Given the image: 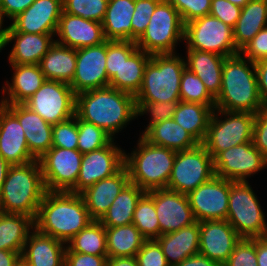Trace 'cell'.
Here are the masks:
<instances>
[{"mask_svg": "<svg viewBox=\"0 0 267 266\" xmlns=\"http://www.w3.org/2000/svg\"><path fill=\"white\" fill-rule=\"evenodd\" d=\"M75 114L115 140V134L137 118L135 96L110 86L82 92L76 94Z\"/></svg>", "mask_w": 267, "mask_h": 266, "instance_id": "1", "label": "cell"}, {"mask_svg": "<svg viewBox=\"0 0 267 266\" xmlns=\"http://www.w3.org/2000/svg\"><path fill=\"white\" fill-rule=\"evenodd\" d=\"M92 221L81 194L47 191L34 219V228L67 244Z\"/></svg>", "mask_w": 267, "mask_h": 266, "instance_id": "2", "label": "cell"}, {"mask_svg": "<svg viewBox=\"0 0 267 266\" xmlns=\"http://www.w3.org/2000/svg\"><path fill=\"white\" fill-rule=\"evenodd\" d=\"M262 107L254 62L241 53L226 57L215 109L256 114Z\"/></svg>", "mask_w": 267, "mask_h": 266, "instance_id": "3", "label": "cell"}, {"mask_svg": "<svg viewBox=\"0 0 267 266\" xmlns=\"http://www.w3.org/2000/svg\"><path fill=\"white\" fill-rule=\"evenodd\" d=\"M46 192L39 160L11 165L0 190V211L35 219Z\"/></svg>", "mask_w": 267, "mask_h": 266, "instance_id": "4", "label": "cell"}, {"mask_svg": "<svg viewBox=\"0 0 267 266\" xmlns=\"http://www.w3.org/2000/svg\"><path fill=\"white\" fill-rule=\"evenodd\" d=\"M137 148L131 154L124 153V166L130 182L145 192L167 188L176 151L150 144L141 135Z\"/></svg>", "mask_w": 267, "mask_h": 266, "instance_id": "5", "label": "cell"}, {"mask_svg": "<svg viewBox=\"0 0 267 266\" xmlns=\"http://www.w3.org/2000/svg\"><path fill=\"white\" fill-rule=\"evenodd\" d=\"M186 68L179 53L152 54L135 102L180 101V81Z\"/></svg>", "mask_w": 267, "mask_h": 266, "instance_id": "6", "label": "cell"}, {"mask_svg": "<svg viewBox=\"0 0 267 266\" xmlns=\"http://www.w3.org/2000/svg\"><path fill=\"white\" fill-rule=\"evenodd\" d=\"M226 220L241 238L267 237L265 214L248 181H230Z\"/></svg>", "mask_w": 267, "mask_h": 266, "instance_id": "7", "label": "cell"}, {"mask_svg": "<svg viewBox=\"0 0 267 266\" xmlns=\"http://www.w3.org/2000/svg\"><path fill=\"white\" fill-rule=\"evenodd\" d=\"M184 40V23L177 9L162 0L150 17L146 31L136 41L138 49L149 54L177 53L178 41Z\"/></svg>", "mask_w": 267, "mask_h": 266, "instance_id": "8", "label": "cell"}, {"mask_svg": "<svg viewBox=\"0 0 267 266\" xmlns=\"http://www.w3.org/2000/svg\"><path fill=\"white\" fill-rule=\"evenodd\" d=\"M254 119L252 113L214 109L202 144L214 158L233 146L252 142Z\"/></svg>", "mask_w": 267, "mask_h": 266, "instance_id": "9", "label": "cell"}, {"mask_svg": "<svg viewBox=\"0 0 267 266\" xmlns=\"http://www.w3.org/2000/svg\"><path fill=\"white\" fill-rule=\"evenodd\" d=\"M186 49L206 51L223 57L240 53L235 46L233 28L220 19L206 15L184 24Z\"/></svg>", "mask_w": 267, "mask_h": 266, "instance_id": "10", "label": "cell"}, {"mask_svg": "<svg viewBox=\"0 0 267 266\" xmlns=\"http://www.w3.org/2000/svg\"><path fill=\"white\" fill-rule=\"evenodd\" d=\"M215 175L213 158L202 143L177 151L167 189L188 195Z\"/></svg>", "mask_w": 267, "mask_h": 266, "instance_id": "11", "label": "cell"}, {"mask_svg": "<svg viewBox=\"0 0 267 266\" xmlns=\"http://www.w3.org/2000/svg\"><path fill=\"white\" fill-rule=\"evenodd\" d=\"M24 104L53 125L75 116L76 94L67 83L46 80Z\"/></svg>", "mask_w": 267, "mask_h": 266, "instance_id": "12", "label": "cell"}, {"mask_svg": "<svg viewBox=\"0 0 267 266\" xmlns=\"http://www.w3.org/2000/svg\"><path fill=\"white\" fill-rule=\"evenodd\" d=\"M82 156L78 149L51 147L39 158L46 190L75 193Z\"/></svg>", "mask_w": 267, "mask_h": 266, "instance_id": "13", "label": "cell"}, {"mask_svg": "<svg viewBox=\"0 0 267 266\" xmlns=\"http://www.w3.org/2000/svg\"><path fill=\"white\" fill-rule=\"evenodd\" d=\"M267 167V159L253 145V142L233 146L219 152L213 158L215 175L230 181L247 182V177L255 175Z\"/></svg>", "mask_w": 267, "mask_h": 266, "instance_id": "14", "label": "cell"}, {"mask_svg": "<svg viewBox=\"0 0 267 266\" xmlns=\"http://www.w3.org/2000/svg\"><path fill=\"white\" fill-rule=\"evenodd\" d=\"M230 180L214 175L187 196L196 221L226 220Z\"/></svg>", "mask_w": 267, "mask_h": 266, "instance_id": "15", "label": "cell"}, {"mask_svg": "<svg viewBox=\"0 0 267 266\" xmlns=\"http://www.w3.org/2000/svg\"><path fill=\"white\" fill-rule=\"evenodd\" d=\"M114 139L98 150L83 154L75 193L81 194L96 182L117 173L124 166V153Z\"/></svg>", "mask_w": 267, "mask_h": 266, "instance_id": "16", "label": "cell"}, {"mask_svg": "<svg viewBox=\"0 0 267 266\" xmlns=\"http://www.w3.org/2000/svg\"><path fill=\"white\" fill-rule=\"evenodd\" d=\"M75 94L109 86L106 70V41L76 49V70L69 84Z\"/></svg>", "mask_w": 267, "mask_h": 266, "instance_id": "17", "label": "cell"}, {"mask_svg": "<svg viewBox=\"0 0 267 266\" xmlns=\"http://www.w3.org/2000/svg\"><path fill=\"white\" fill-rule=\"evenodd\" d=\"M148 193L153 197L161 235L196 222L187 195L167 188L150 190Z\"/></svg>", "mask_w": 267, "mask_h": 266, "instance_id": "18", "label": "cell"}, {"mask_svg": "<svg viewBox=\"0 0 267 266\" xmlns=\"http://www.w3.org/2000/svg\"><path fill=\"white\" fill-rule=\"evenodd\" d=\"M199 253L223 266L241 240L227 220L199 222Z\"/></svg>", "mask_w": 267, "mask_h": 266, "instance_id": "19", "label": "cell"}, {"mask_svg": "<svg viewBox=\"0 0 267 266\" xmlns=\"http://www.w3.org/2000/svg\"><path fill=\"white\" fill-rule=\"evenodd\" d=\"M63 11V0H35L9 25L15 32L56 34Z\"/></svg>", "mask_w": 267, "mask_h": 266, "instance_id": "20", "label": "cell"}, {"mask_svg": "<svg viewBox=\"0 0 267 266\" xmlns=\"http://www.w3.org/2000/svg\"><path fill=\"white\" fill-rule=\"evenodd\" d=\"M58 35V36H57ZM55 42L72 49L100 45L106 41L102 23L62 11Z\"/></svg>", "mask_w": 267, "mask_h": 266, "instance_id": "21", "label": "cell"}, {"mask_svg": "<svg viewBox=\"0 0 267 266\" xmlns=\"http://www.w3.org/2000/svg\"><path fill=\"white\" fill-rule=\"evenodd\" d=\"M0 46V52L14 42L9 54V64H39L49 48L54 44L56 34H32L15 32L10 26Z\"/></svg>", "mask_w": 267, "mask_h": 266, "instance_id": "22", "label": "cell"}, {"mask_svg": "<svg viewBox=\"0 0 267 266\" xmlns=\"http://www.w3.org/2000/svg\"><path fill=\"white\" fill-rule=\"evenodd\" d=\"M0 154L10 165L37 160L28 149L19 120L3 104H0Z\"/></svg>", "mask_w": 267, "mask_h": 266, "instance_id": "23", "label": "cell"}, {"mask_svg": "<svg viewBox=\"0 0 267 266\" xmlns=\"http://www.w3.org/2000/svg\"><path fill=\"white\" fill-rule=\"evenodd\" d=\"M18 120L25 131L30 153L38 160L52 147V124L25 104H3Z\"/></svg>", "mask_w": 267, "mask_h": 266, "instance_id": "24", "label": "cell"}, {"mask_svg": "<svg viewBox=\"0 0 267 266\" xmlns=\"http://www.w3.org/2000/svg\"><path fill=\"white\" fill-rule=\"evenodd\" d=\"M130 182L128 171L123 166L114 175L104 178L81 193L86 208L93 220L99 221L107 212L117 195Z\"/></svg>", "mask_w": 267, "mask_h": 266, "instance_id": "25", "label": "cell"}, {"mask_svg": "<svg viewBox=\"0 0 267 266\" xmlns=\"http://www.w3.org/2000/svg\"><path fill=\"white\" fill-rule=\"evenodd\" d=\"M14 70L12 83L2 87L0 104H24L46 81L39 64H10ZM7 85V86H6ZM7 93V97L6 96Z\"/></svg>", "mask_w": 267, "mask_h": 266, "instance_id": "26", "label": "cell"}, {"mask_svg": "<svg viewBox=\"0 0 267 266\" xmlns=\"http://www.w3.org/2000/svg\"><path fill=\"white\" fill-rule=\"evenodd\" d=\"M66 244L35 228L28 234L21 256L31 266H64Z\"/></svg>", "mask_w": 267, "mask_h": 266, "instance_id": "27", "label": "cell"}, {"mask_svg": "<svg viewBox=\"0 0 267 266\" xmlns=\"http://www.w3.org/2000/svg\"><path fill=\"white\" fill-rule=\"evenodd\" d=\"M199 222L182 227L178 231L160 235L156 240L160 244L166 260L174 266L199 253Z\"/></svg>", "mask_w": 267, "mask_h": 266, "instance_id": "28", "label": "cell"}, {"mask_svg": "<svg viewBox=\"0 0 267 266\" xmlns=\"http://www.w3.org/2000/svg\"><path fill=\"white\" fill-rule=\"evenodd\" d=\"M186 68L195 73L208 92L216 98L221 91L223 64L226 57L219 54L187 49Z\"/></svg>", "mask_w": 267, "mask_h": 266, "instance_id": "29", "label": "cell"}, {"mask_svg": "<svg viewBox=\"0 0 267 266\" xmlns=\"http://www.w3.org/2000/svg\"><path fill=\"white\" fill-rule=\"evenodd\" d=\"M150 144L174 151L196 147L199 142L174 119L164 120L151 125L141 135Z\"/></svg>", "mask_w": 267, "mask_h": 266, "instance_id": "30", "label": "cell"}, {"mask_svg": "<svg viewBox=\"0 0 267 266\" xmlns=\"http://www.w3.org/2000/svg\"><path fill=\"white\" fill-rule=\"evenodd\" d=\"M267 27V0H249L233 28L236 49L240 52L263 28Z\"/></svg>", "mask_w": 267, "mask_h": 266, "instance_id": "31", "label": "cell"}, {"mask_svg": "<svg viewBox=\"0 0 267 266\" xmlns=\"http://www.w3.org/2000/svg\"><path fill=\"white\" fill-rule=\"evenodd\" d=\"M135 0H109L102 22L106 40L132 41Z\"/></svg>", "mask_w": 267, "mask_h": 266, "instance_id": "32", "label": "cell"}, {"mask_svg": "<svg viewBox=\"0 0 267 266\" xmlns=\"http://www.w3.org/2000/svg\"><path fill=\"white\" fill-rule=\"evenodd\" d=\"M39 65L46 80L70 84L76 70V49L54 42Z\"/></svg>", "mask_w": 267, "mask_h": 266, "instance_id": "33", "label": "cell"}, {"mask_svg": "<svg viewBox=\"0 0 267 266\" xmlns=\"http://www.w3.org/2000/svg\"><path fill=\"white\" fill-rule=\"evenodd\" d=\"M150 59L151 54L137 48L123 60L119 71L109 80V86L135 96L142 85L144 71Z\"/></svg>", "mask_w": 267, "mask_h": 266, "instance_id": "34", "label": "cell"}, {"mask_svg": "<svg viewBox=\"0 0 267 266\" xmlns=\"http://www.w3.org/2000/svg\"><path fill=\"white\" fill-rule=\"evenodd\" d=\"M215 105L180 101L173 119L199 143H203Z\"/></svg>", "mask_w": 267, "mask_h": 266, "instance_id": "35", "label": "cell"}, {"mask_svg": "<svg viewBox=\"0 0 267 266\" xmlns=\"http://www.w3.org/2000/svg\"><path fill=\"white\" fill-rule=\"evenodd\" d=\"M145 193L139 186L129 182L116 196L107 212L99 220L104 227L132 224L137 202Z\"/></svg>", "mask_w": 267, "mask_h": 266, "instance_id": "36", "label": "cell"}, {"mask_svg": "<svg viewBox=\"0 0 267 266\" xmlns=\"http://www.w3.org/2000/svg\"><path fill=\"white\" fill-rule=\"evenodd\" d=\"M33 229L32 217L0 212V249L21 254L28 234Z\"/></svg>", "mask_w": 267, "mask_h": 266, "instance_id": "37", "label": "cell"}, {"mask_svg": "<svg viewBox=\"0 0 267 266\" xmlns=\"http://www.w3.org/2000/svg\"><path fill=\"white\" fill-rule=\"evenodd\" d=\"M108 257H136L146 240L134 224L105 227Z\"/></svg>", "mask_w": 267, "mask_h": 266, "instance_id": "38", "label": "cell"}, {"mask_svg": "<svg viewBox=\"0 0 267 266\" xmlns=\"http://www.w3.org/2000/svg\"><path fill=\"white\" fill-rule=\"evenodd\" d=\"M65 252L108 256L105 227L99 221L93 220L67 242Z\"/></svg>", "mask_w": 267, "mask_h": 266, "instance_id": "39", "label": "cell"}, {"mask_svg": "<svg viewBox=\"0 0 267 266\" xmlns=\"http://www.w3.org/2000/svg\"><path fill=\"white\" fill-rule=\"evenodd\" d=\"M132 223L146 240L157 239L161 235L153 197L148 192L137 202Z\"/></svg>", "mask_w": 267, "mask_h": 266, "instance_id": "40", "label": "cell"}, {"mask_svg": "<svg viewBox=\"0 0 267 266\" xmlns=\"http://www.w3.org/2000/svg\"><path fill=\"white\" fill-rule=\"evenodd\" d=\"M180 101L215 105V98L208 92L200 78L185 68L180 81Z\"/></svg>", "mask_w": 267, "mask_h": 266, "instance_id": "41", "label": "cell"}, {"mask_svg": "<svg viewBox=\"0 0 267 266\" xmlns=\"http://www.w3.org/2000/svg\"><path fill=\"white\" fill-rule=\"evenodd\" d=\"M78 145L77 149L82 153H88L107 146L113 138L100 127L81 120L77 116Z\"/></svg>", "mask_w": 267, "mask_h": 266, "instance_id": "42", "label": "cell"}, {"mask_svg": "<svg viewBox=\"0 0 267 266\" xmlns=\"http://www.w3.org/2000/svg\"><path fill=\"white\" fill-rule=\"evenodd\" d=\"M109 0H63V11L87 20L103 22Z\"/></svg>", "mask_w": 267, "mask_h": 266, "instance_id": "43", "label": "cell"}, {"mask_svg": "<svg viewBox=\"0 0 267 266\" xmlns=\"http://www.w3.org/2000/svg\"><path fill=\"white\" fill-rule=\"evenodd\" d=\"M137 48L133 41L106 40V70L109 80L119 71L123 60Z\"/></svg>", "mask_w": 267, "mask_h": 266, "instance_id": "44", "label": "cell"}, {"mask_svg": "<svg viewBox=\"0 0 267 266\" xmlns=\"http://www.w3.org/2000/svg\"><path fill=\"white\" fill-rule=\"evenodd\" d=\"M180 101L170 102H135L136 103V117L143 116L144 114L150 115L149 124L144 132L153 124L173 119L175 110L177 109Z\"/></svg>", "mask_w": 267, "mask_h": 266, "instance_id": "45", "label": "cell"}, {"mask_svg": "<svg viewBox=\"0 0 267 266\" xmlns=\"http://www.w3.org/2000/svg\"><path fill=\"white\" fill-rule=\"evenodd\" d=\"M78 145L77 115L52 125V147L76 150Z\"/></svg>", "mask_w": 267, "mask_h": 266, "instance_id": "46", "label": "cell"}, {"mask_svg": "<svg viewBox=\"0 0 267 266\" xmlns=\"http://www.w3.org/2000/svg\"><path fill=\"white\" fill-rule=\"evenodd\" d=\"M223 266H258L256 238H241Z\"/></svg>", "mask_w": 267, "mask_h": 266, "instance_id": "47", "label": "cell"}, {"mask_svg": "<svg viewBox=\"0 0 267 266\" xmlns=\"http://www.w3.org/2000/svg\"><path fill=\"white\" fill-rule=\"evenodd\" d=\"M179 12L184 24L209 15L211 0H168Z\"/></svg>", "mask_w": 267, "mask_h": 266, "instance_id": "48", "label": "cell"}, {"mask_svg": "<svg viewBox=\"0 0 267 266\" xmlns=\"http://www.w3.org/2000/svg\"><path fill=\"white\" fill-rule=\"evenodd\" d=\"M136 259L138 266H170L156 239L145 240Z\"/></svg>", "mask_w": 267, "mask_h": 266, "instance_id": "49", "label": "cell"}, {"mask_svg": "<svg viewBox=\"0 0 267 266\" xmlns=\"http://www.w3.org/2000/svg\"><path fill=\"white\" fill-rule=\"evenodd\" d=\"M242 8L228 0H211L209 15L220 19L224 24L234 28L240 17Z\"/></svg>", "mask_w": 267, "mask_h": 266, "instance_id": "50", "label": "cell"}, {"mask_svg": "<svg viewBox=\"0 0 267 266\" xmlns=\"http://www.w3.org/2000/svg\"><path fill=\"white\" fill-rule=\"evenodd\" d=\"M252 62L267 59V27L261 29L254 38L240 51Z\"/></svg>", "mask_w": 267, "mask_h": 266, "instance_id": "51", "label": "cell"}, {"mask_svg": "<svg viewBox=\"0 0 267 266\" xmlns=\"http://www.w3.org/2000/svg\"><path fill=\"white\" fill-rule=\"evenodd\" d=\"M252 142L267 159V107H262L255 114Z\"/></svg>", "mask_w": 267, "mask_h": 266, "instance_id": "52", "label": "cell"}, {"mask_svg": "<svg viewBox=\"0 0 267 266\" xmlns=\"http://www.w3.org/2000/svg\"><path fill=\"white\" fill-rule=\"evenodd\" d=\"M108 256L65 252L64 266H107Z\"/></svg>", "mask_w": 267, "mask_h": 266, "instance_id": "53", "label": "cell"}, {"mask_svg": "<svg viewBox=\"0 0 267 266\" xmlns=\"http://www.w3.org/2000/svg\"><path fill=\"white\" fill-rule=\"evenodd\" d=\"M35 0H0V12L3 17L14 19L25 11Z\"/></svg>", "mask_w": 267, "mask_h": 266, "instance_id": "54", "label": "cell"}, {"mask_svg": "<svg viewBox=\"0 0 267 266\" xmlns=\"http://www.w3.org/2000/svg\"><path fill=\"white\" fill-rule=\"evenodd\" d=\"M258 90L264 107H267V59L254 63Z\"/></svg>", "mask_w": 267, "mask_h": 266, "instance_id": "55", "label": "cell"}, {"mask_svg": "<svg viewBox=\"0 0 267 266\" xmlns=\"http://www.w3.org/2000/svg\"><path fill=\"white\" fill-rule=\"evenodd\" d=\"M151 15H142L134 13L131 20L132 41L136 42L146 31Z\"/></svg>", "mask_w": 267, "mask_h": 266, "instance_id": "56", "label": "cell"}, {"mask_svg": "<svg viewBox=\"0 0 267 266\" xmlns=\"http://www.w3.org/2000/svg\"><path fill=\"white\" fill-rule=\"evenodd\" d=\"M174 266H220L217 262L210 260L208 257L198 253Z\"/></svg>", "mask_w": 267, "mask_h": 266, "instance_id": "57", "label": "cell"}, {"mask_svg": "<svg viewBox=\"0 0 267 266\" xmlns=\"http://www.w3.org/2000/svg\"><path fill=\"white\" fill-rule=\"evenodd\" d=\"M162 0H135L134 13L142 15H152L156 6Z\"/></svg>", "mask_w": 267, "mask_h": 266, "instance_id": "58", "label": "cell"}, {"mask_svg": "<svg viewBox=\"0 0 267 266\" xmlns=\"http://www.w3.org/2000/svg\"><path fill=\"white\" fill-rule=\"evenodd\" d=\"M256 254L258 266H267V237L256 238Z\"/></svg>", "mask_w": 267, "mask_h": 266, "instance_id": "59", "label": "cell"}, {"mask_svg": "<svg viewBox=\"0 0 267 266\" xmlns=\"http://www.w3.org/2000/svg\"><path fill=\"white\" fill-rule=\"evenodd\" d=\"M107 266H138L136 257H108Z\"/></svg>", "mask_w": 267, "mask_h": 266, "instance_id": "60", "label": "cell"}, {"mask_svg": "<svg viewBox=\"0 0 267 266\" xmlns=\"http://www.w3.org/2000/svg\"><path fill=\"white\" fill-rule=\"evenodd\" d=\"M20 256L19 252L0 249V266H14Z\"/></svg>", "mask_w": 267, "mask_h": 266, "instance_id": "61", "label": "cell"}, {"mask_svg": "<svg viewBox=\"0 0 267 266\" xmlns=\"http://www.w3.org/2000/svg\"><path fill=\"white\" fill-rule=\"evenodd\" d=\"M10 166L11 165L0 154V190H1L2 185L6 179L7 172L9 170Z\"/></svg>", "mask_w": 267, "mask_h": 266, "instance_id": "62", "label": "cell"}, {"mask_svg": "<svg viewBox=\"0 0 267 266\" xmlns=\"http://www.w3.org/2000/svg\"><path fill=\"white\" fill-rule=\"evenodd\" d=\"M3 23H4V19H3L2 15H1V12H0V46L4 41L5 34H6V29H7L6 27L3 28L4 27V26H2V25H4Z\"/></svg>", "mask_w": 267, "mask_h": 266, "instance_id": "63", "label": "cell"}, {"mask_svg": "<svg viewBox=\"0 0 267 266\" xmlns=\"http://www.w3.org/2000/svg\"><path fill=\"white\" fill-rule=\"evenodd\" d=\"M228 1L236 6H239L240 8H243L249 2V0H228Z\"/></svg>", "mask_w": 267, "mask_h": 266, "instance_id": "64", "label": "cell"}, {"mask_svg": "<svg viewBox=\"0 0 267 266\" xmlns=\"http://www.w3.org/2000/svg\"><path fill=\"white\" fill-rule=\"evenodd\" d=\"M14 266H31L22 256L18 258Z\"/></svg>", "mask_w": 267, "mask_h": 266, "instance_id": "65", "label": "cell"}]
</instances>
